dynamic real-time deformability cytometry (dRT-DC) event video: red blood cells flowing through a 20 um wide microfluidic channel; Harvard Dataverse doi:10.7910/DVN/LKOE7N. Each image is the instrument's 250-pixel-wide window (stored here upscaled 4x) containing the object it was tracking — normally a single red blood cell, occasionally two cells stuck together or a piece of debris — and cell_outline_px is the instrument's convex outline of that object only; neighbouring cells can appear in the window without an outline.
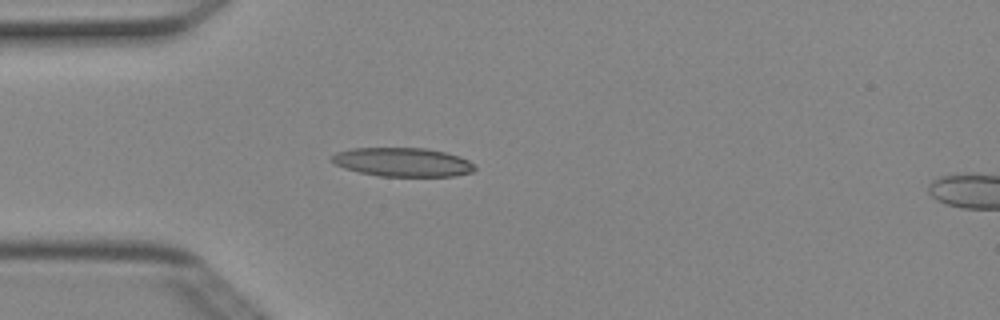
{"species": "Egyptian fruit bat (a non-hibernating species)", "species_latin": "Rousettus aegyptiacus", "temperature_condition": "cold", "stored_images_in_passage": 5, "camera_frame_rate_fps": 3000, "um_per_image_px": 0.085, "animal": {"sex": "female"}, "frame": {"image": 1, "passage_image": 4, "time_ms": 1.0, "image_size_px": [1000, 320], "cell_outline_px": [[476, 168], [472, 172], [452, 176], [380, 176], [360, 172], [344, 168], [336, 164], [332, 160], [332, 156], [336, 152], [352, 148], [428, 148], [460, 156], [468, 160]], "centroid_in_image_um": [34.23, 13.77], "position_along_channel_um": 50.8, "area_um2": 23.87}}